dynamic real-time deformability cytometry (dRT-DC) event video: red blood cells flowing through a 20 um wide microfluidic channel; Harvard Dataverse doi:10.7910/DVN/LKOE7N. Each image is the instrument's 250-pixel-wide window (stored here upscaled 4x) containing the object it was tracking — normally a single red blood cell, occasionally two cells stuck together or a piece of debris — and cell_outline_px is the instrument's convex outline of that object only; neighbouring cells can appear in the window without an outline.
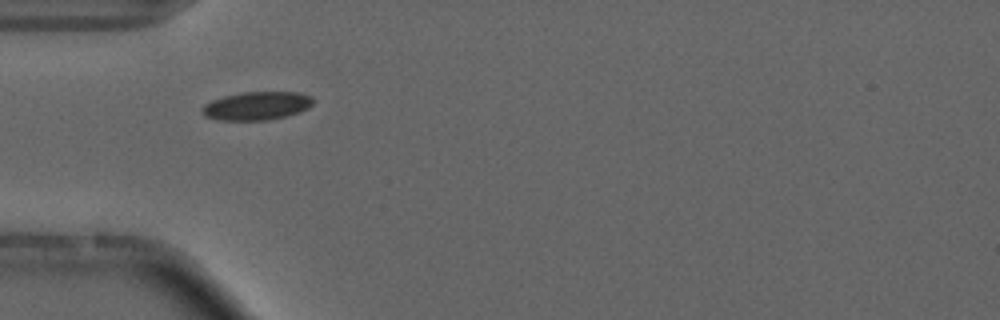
{"species": "common noctule bat (a hibernating species)", "species_latin": "Nyctalus noctula", "temperature_condition": "cold", "stored_images_in_passage": 5, "camera_frame_rate_fps": 3000, "um_per_image_px": 0.085, "animal": {"sex": "male", "forearm_length_mm": 52.5}, "frame": {"image": 1, "passage_image": 3, "time_ms": 2.333, "image_size_px": [1000, 320], "cell_outline_px": [[312, 104], [308, 108], [300, 112], [288, 116], [268, 120], [220, 120], [204, 116], [200, 112], [200, 108], [204, 104], [212, 100], [224, 96], [240, 92], [300, 92], [312, 96]], "centroid_in_image_um": [21.81, 8.99], "position_along_channel_um": 63.2, "area_um2": 18.55}}